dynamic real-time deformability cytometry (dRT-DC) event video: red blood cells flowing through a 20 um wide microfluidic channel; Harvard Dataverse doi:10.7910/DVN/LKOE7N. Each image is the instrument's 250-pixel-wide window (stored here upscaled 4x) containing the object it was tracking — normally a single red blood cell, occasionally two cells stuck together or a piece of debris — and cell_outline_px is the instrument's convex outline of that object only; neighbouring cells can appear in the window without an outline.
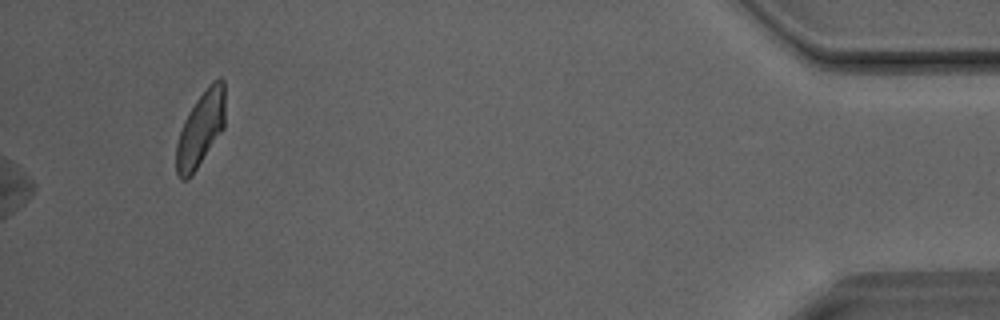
{"species": "Egyptian fruit bat (a non-hibernating species)", "species_latin": "Rousettus aegyptiacus", "temperature_condition": "room temperature", "stored_images_in_passage": 30, "camera_frame_rate_fps": 3000, "um_per_image_px": 0.085, "animal": {"sex": "male"}, "frame": {"image": 1, "passage_image": 30, "time_ms": 9.667, "image_size_px": [1000, 320], "cell_outline_px": [[224, 128], [196, 168], [184, 180], [180, 180], [176, 172], [176, 144], [184, 120], [188, 112], [196, 100], [208, 84], [212, 80], [220, 76], [224, 80]], "centroid_in_image_um": [17.05, 10.9], "position_along_channel_um": 418.1, "area_um2": 21.1}}